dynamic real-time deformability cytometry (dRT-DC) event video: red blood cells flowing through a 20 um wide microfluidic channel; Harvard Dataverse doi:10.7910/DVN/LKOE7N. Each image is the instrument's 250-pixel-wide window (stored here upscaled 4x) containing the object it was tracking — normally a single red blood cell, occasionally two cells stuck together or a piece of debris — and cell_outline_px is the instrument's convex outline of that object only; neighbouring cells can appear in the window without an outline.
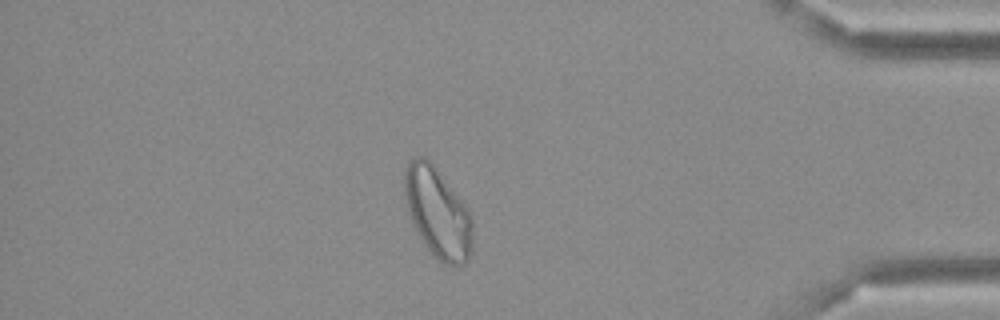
{"species": "Egyptian fruit bat (a non-hibernating species)", "species_latin": "Rousettus aegyptiacus", "temperature_condition": "cold", "stored_images_in_passage": 44, "camera_frame_rate_fps": 3000, "um_per_image_px": 0.085, "frame": {"image": 1, "passage_image": 38, "time_ms": 12.333, "image_size_px": [1000, 320], "cell_outline_px": [[472, 248], [468, 260], [460, 268], [444, 264], [432, 256], [424, 244], [412, 224], [404, 196], [404, 168], [412, 156], [424, 156], [432, 164], [468, 208], [472, 216]], "centroid_in_image_um": [37.19, 18.12], "position_along_channel_um": 398.0, "area_um2": 36.13}}